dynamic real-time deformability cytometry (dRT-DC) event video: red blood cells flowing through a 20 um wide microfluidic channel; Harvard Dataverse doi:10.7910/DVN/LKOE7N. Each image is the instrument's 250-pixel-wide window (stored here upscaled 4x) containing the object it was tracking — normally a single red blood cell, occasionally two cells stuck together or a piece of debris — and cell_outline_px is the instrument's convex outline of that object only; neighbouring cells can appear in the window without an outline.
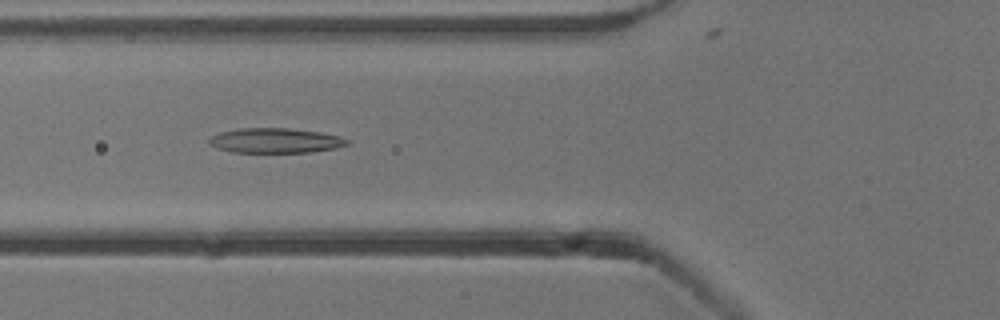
{"species": "common noctule bat (a hibernating species)", "species_latin": "Nyctalus noctula", "temperature_condition": "cold", "stored_images_in_passage": 53, "camera_frame_rate_fps": 3000, "um_per_image_px": 0.085, "animal": {"sex": "male", "body_mass_g": 13.3}, "frame": {"image": 1, "passage_image": 20, "time_ms": 6.333, "image_size_px": [1000, 320], "cell_outline_px": [[348, 144], [336, 148], [308, 152], [232, 152], [216, 148], [208, 144], [208, 140], [212, 136], [220, 132], [240, 128], [288, 128], [320, 132], [340, 136], [348, 140]], "centroid_in_image_um": [23.37, 11.94], "position_along_channel_um": 102.4, "area_um2": 19.94}}
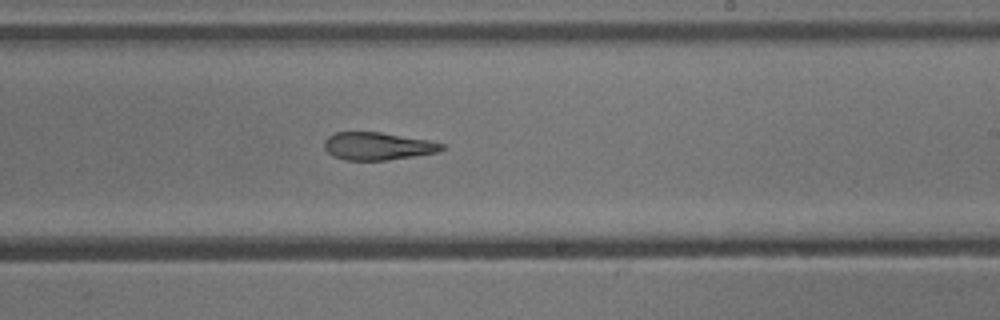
{"frame": {"image": 2, "passage_image": 32, "time_ms": 10.333, "image_size_px": [1000, 320], "cell_outline_px": [[444, 148], [436, 152], [388, 160], [344, 160], [332, 156], [324, 148], [324, 140], [328, 136], [336, 132], [380, 132], [428, 140], [444, 144]], "centroid_in_image_um": [32.05, 12.42], "position_along_channel_um": 257.0, "area_um2": 18.84}}
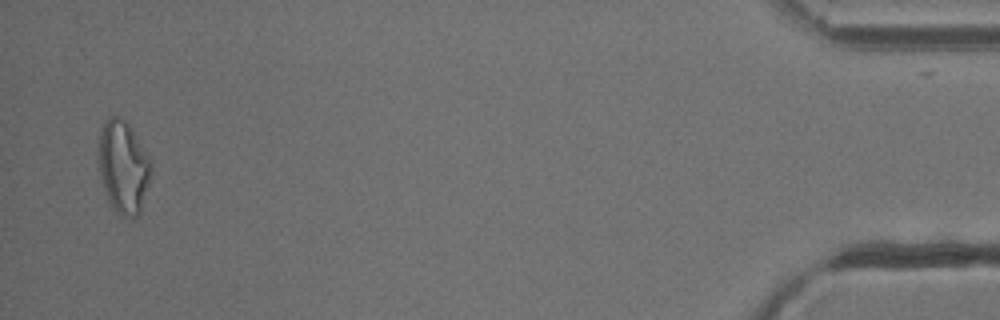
{"frame": {"image": 3, "passage_image": 52, "time_ms": 17.0, "image_size_px": [1000, 320], "cell_outline_px": [[152, 168], [148, 184], [140, 212], [136, 216], [120, 216], [116, 212], [108, 200], [104, 192], [100, 172], [100, 136], [104, 124], [108, 116], [116, 116], [124, 120], [132, 128], [152, 160]], "centroid_in_image_um": [10.51, 14.19], "position_along_channel_um": 424.7, "area_um2": 27.98}, "authors_computed_cell_mechanics": {"area_um2": 21.1548, "velocity_mm_per_s": 3.8608, "shape_relaxation_time_tau1_ms": 8.8585, "shape_relaxation_time_tau2_ms": 3.6959, "deformation_change_tau1": 0.2244, "deformation_change_tau2": 0.146}}